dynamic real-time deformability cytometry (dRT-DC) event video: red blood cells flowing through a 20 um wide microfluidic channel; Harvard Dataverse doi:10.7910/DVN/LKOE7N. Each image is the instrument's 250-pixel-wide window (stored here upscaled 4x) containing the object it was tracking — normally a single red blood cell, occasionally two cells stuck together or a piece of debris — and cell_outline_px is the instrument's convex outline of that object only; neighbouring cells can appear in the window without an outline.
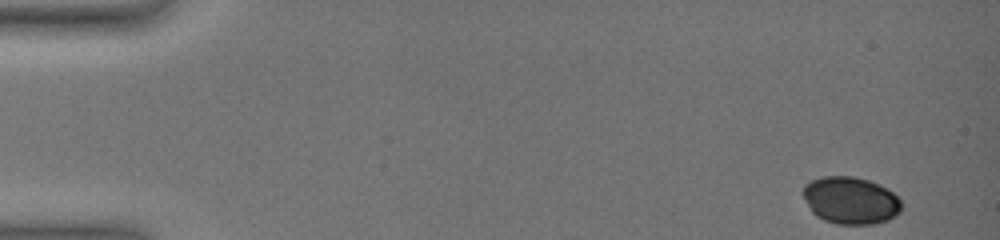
{"species": "common noctule bat (a hibernating species)", "species_latin": "Nyctalus noctula", "temperature_condition": "warm", "stored_images_in_passage": 66, "camera_frame_rate_fps": 3000, "um_per_image_px": 0.085, "animal": {"sex": "female", "body_mass_g": 19.0, "forearm_length_mm": 51.5}, "frame": {"image": 1, "passage_image": 1, "time_ms": 0.0, "image_size_px": [1000, 240], "cell_outline_px": [[900, 212], [888, 220], [872, 224], [836, 224], [824, 220], [816, 216], [812, 212], [804, 200], [804, 184], [812, 180], [824, 176], [852, 176], [868, 180], [880, 184], [888, 188], [900, 200]], "centroid_in_image_um": [72.29, 17.03], "position_along_channel_um": 12.7, "area_um2": 27.11}}
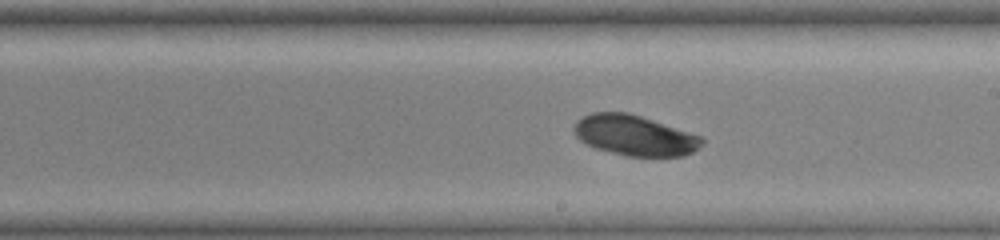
{"frame": {"image": 2, "passage_image": 43, "time_ms": 10.333, "image_size_px": [1000, 240], "cell_outline_px": [[704, 144], [692, 152], [684, 156], [628, 156], [596, 148], [580, 140], [572, 132], [572, 128], [576, 120], [592, 112], [628, 112], [704, 136]], "centroid_in_image_um": [53.96, 11.5], "position_along_channel_um": 235.0, "area_um2": 30.29}}
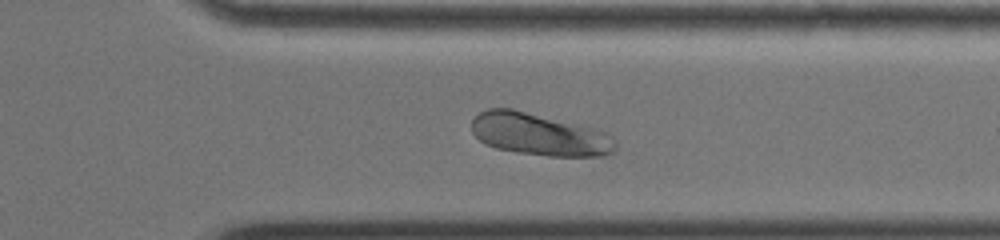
{"frame": {"image": 3, "passage_image": 57, "time_ms": 14.0, "image_size_px": [1000, 240], "cell_outline_px": [[616, 148], [612, 152], [604, 156], [548, 156], [516, 152], [496, 148], [484, 144], [472, 132], [472, 120], [480, 112], [488, 108], [512, 108], [608, 132], [616, 140]], "centroid_in_image_um": [45.84, 11.43], "position_along_channel_um": 365.6, "area_um2": 35.37}}